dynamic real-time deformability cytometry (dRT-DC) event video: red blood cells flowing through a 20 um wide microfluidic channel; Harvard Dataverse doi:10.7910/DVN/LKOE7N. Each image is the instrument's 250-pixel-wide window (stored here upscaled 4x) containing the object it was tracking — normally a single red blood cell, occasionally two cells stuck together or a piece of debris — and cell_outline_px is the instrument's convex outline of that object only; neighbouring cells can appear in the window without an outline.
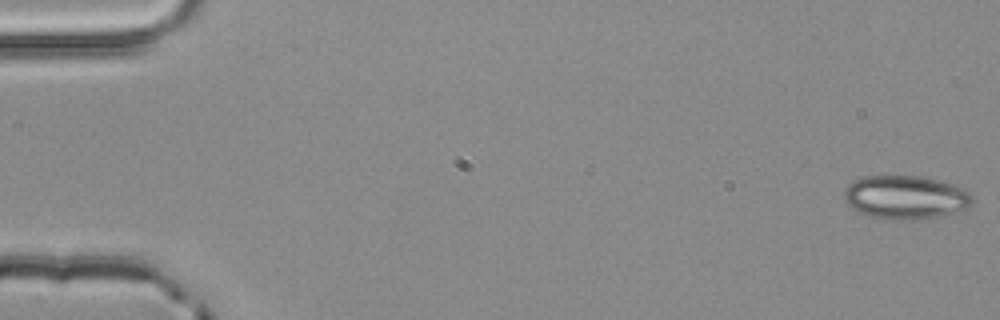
{"species": "common noctule bat (a hibernating species)", "species_latin": "Nyctalus noctula", "temperature_condition": "room temperature", "stored_images_in_passage": 4, "camera_frame_rate_fps": 3000, "um_per_image_px": 0.085, "animal": {"sex": "male", "body_mass_g": 20.4}, "frame": {"image": 1, "passage_image": 1, "time_ms": 0.0, "image_size_px": [1000, 320], "cell_outline_px": [[972, 204], [964, 208], [936, 216], [912, 220], [884, 220], [868, 216], [852, 208], [844, 200], [844, 192], [848, 184], [852, 180], [864, 176], [920, 176], [952, 184], [964, 188], [972, 196]], "centroid_in_image_um": [76.9, 16.77], "position_along_channel_um": 8.1, "area_um2": 32.43}}